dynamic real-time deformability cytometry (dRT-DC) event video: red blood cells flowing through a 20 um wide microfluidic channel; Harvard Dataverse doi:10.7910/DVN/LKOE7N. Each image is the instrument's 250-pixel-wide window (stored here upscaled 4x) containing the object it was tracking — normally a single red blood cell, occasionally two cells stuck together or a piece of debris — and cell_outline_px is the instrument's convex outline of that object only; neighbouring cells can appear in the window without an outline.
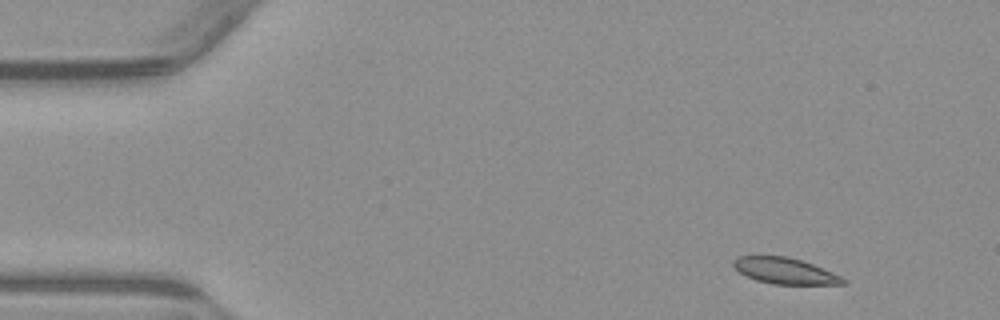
{"species": "common noctule bat (a hibernating species)", "species_latin": "Nyctalus noctula", "temperature_condition": "warm", "stored_images_in_passage": 53, "camera_frame_rate_fps": 3000, "um_per_image_px": 0.085, "animal": {"sex": "male", "body_mass_g": 23.1, "forearm_length_mm": 52.7}, "frame": {"image": 1, "passage_image": 5, "time_ms": 1.333, "image_size_px": [1000, 320], "cell_outline_px": [[848, 280], [844, 284], [772, 284], [756, 280], [740, 272], [732, 264], [732, 260], [736, 256], [788, 256], [812, 264], [832, 272]], "centroid_in_image_um": [66.7, 23.02], "position_along_channel_um": 18.3, "area_um2": 16.53}}
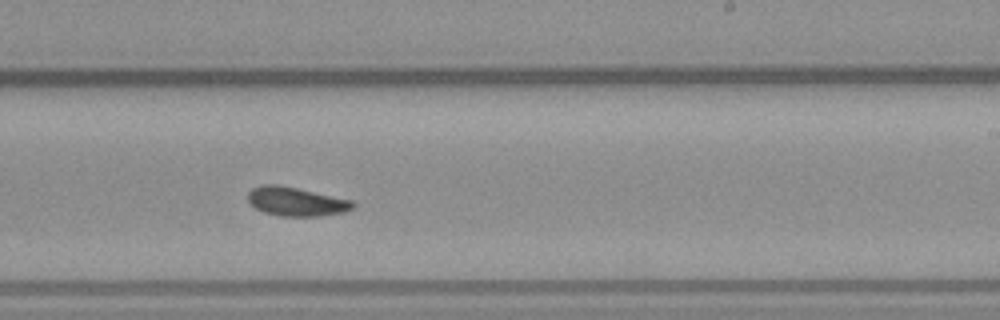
{"frame": {"image": 2, "passage_image": 32, "time_ms": 10.333, "image_size_px": [1000, 320], "cell_outline_px": [[356, 208], [344, 212], [320, 216], [280, 216], [264, 212], [256, 208], [248, 200], [248, 192], [252, 188], [260, 184], [280, 184], [352, 200], [356, 204]], "centroid_in_image_um": [25.19, 17.12], "position_along_channel_um": 263.8, "area_um2": 17.86}}
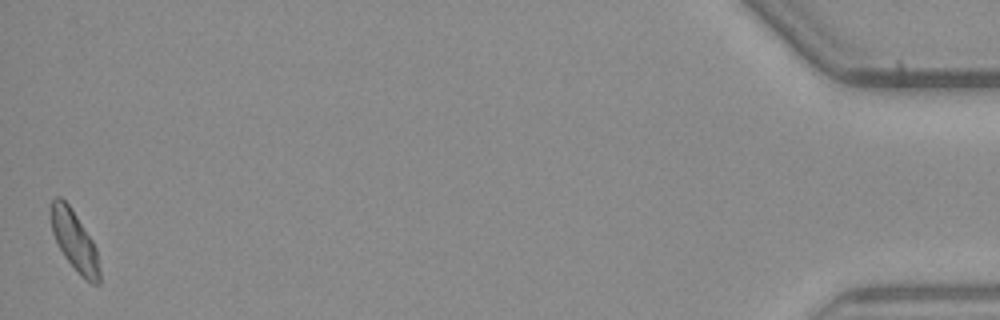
{"frame": {"image": 3, "passage_image": 53, "time_ms": 17.333, "image_size_px": [1000, 320], "cell_outline_px": [[100, 284], [92, 284], [64, 256], [52, 232], [52, 200], [56, 196], [60, 196], [72, 208], [92, 240], [96, 248], [100, 272]], "centroid_in_image_um": [6.35, 20.44], "position_along_channel_um": 428.8, "area_um2": 16.36}, "authors_computed_cell_mechanics": {"area_um2": 17.3978, "velocity_mm_per_s": 3.8095, "shape_relaxation_time_tau1_ms": 7.2682, "shape_relaxation_time_tau2_ms": 4.1716, "deformation_change_tau1": 0.1548, "deformation_change_tau2": 0.1062}}